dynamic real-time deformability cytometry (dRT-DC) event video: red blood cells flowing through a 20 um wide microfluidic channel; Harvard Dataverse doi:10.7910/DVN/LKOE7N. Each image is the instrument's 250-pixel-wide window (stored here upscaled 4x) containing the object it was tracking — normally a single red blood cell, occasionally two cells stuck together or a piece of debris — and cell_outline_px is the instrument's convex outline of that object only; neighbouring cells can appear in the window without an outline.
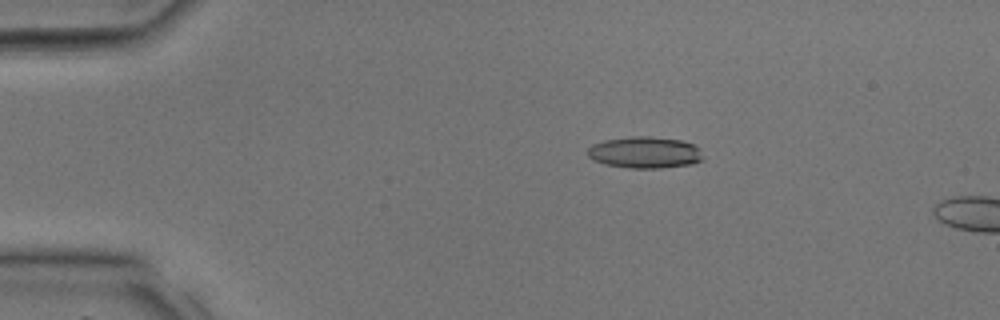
{"species": "common noctule bat (a hibernating species)", "species_latin": "Nyctalus noctula", "temperature_condition": "room temperature", "stored_images_in_passage": 8, "camera_frame_rate_fps": 3000, "um_per_image_px": 0.085, "animal": {"sex": "male", "body_mass_g": 17.9, "forearm_length_mm": 54.2}, "frame": {"image": 1, "passage_image": 6, "time_ms": 1.667, "image_size_px": [1000, 320], "cell_outline_px": [[704, 160], [692, 164], [660, 168], [632, 168], [604, 164], [588, 156], [588, 148], [592, 144], [604, 140], [632, 136], [648, 136], [680, 140], [692, 144], [700, 148], [704, 156]], "centroid_in_image_um": [54.85, 12.96], "position_along_channel_um": 30.2, "area_um2": 21.27}}